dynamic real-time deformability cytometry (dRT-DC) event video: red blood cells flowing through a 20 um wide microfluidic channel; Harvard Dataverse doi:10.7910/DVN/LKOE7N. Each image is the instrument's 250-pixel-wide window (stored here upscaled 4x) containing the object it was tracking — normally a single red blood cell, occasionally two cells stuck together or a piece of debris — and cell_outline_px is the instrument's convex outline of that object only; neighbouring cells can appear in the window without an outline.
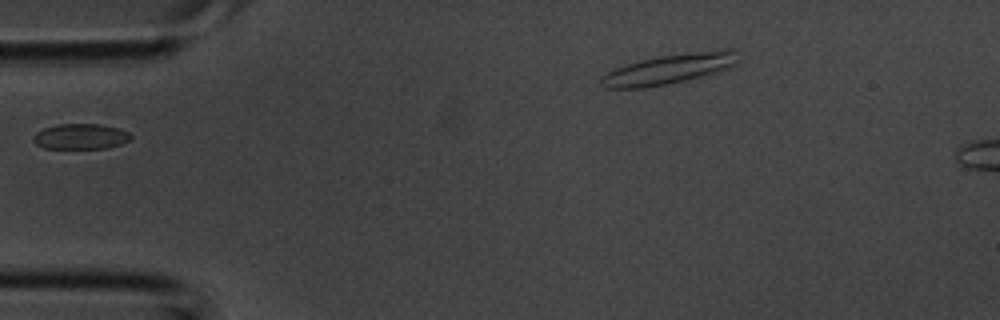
{"species": "common noctule bat (a hibernating species)", "species_latin": "Nyctalus noctula", "temperature_condition": "room temperature", "stored_images_in_passage": 1, "camera_frame_rate_fps": 3000, "um_per_image_px": 0.085, "animal": {"sex": "male", "body_mass_g": 20.1, "forearm_length_mm": 53.5}, "frame": {"image": 1, "passage_image": 1, "time_ms": 0.0, "image_size_px": [1000, 320], "cell_outline_px": [[132, 140], [108, 148], [44, 148], [36, 144], [32, 140], [32, 136], [36, 132], [44, 128], [56, 124], [96, 124], [116, 128], [128, 132], [132, 136]], "centroid_in_image_um": [6.83, 11.6], "position_along_channel_um": 78.2, "area_um2": 14.45}}